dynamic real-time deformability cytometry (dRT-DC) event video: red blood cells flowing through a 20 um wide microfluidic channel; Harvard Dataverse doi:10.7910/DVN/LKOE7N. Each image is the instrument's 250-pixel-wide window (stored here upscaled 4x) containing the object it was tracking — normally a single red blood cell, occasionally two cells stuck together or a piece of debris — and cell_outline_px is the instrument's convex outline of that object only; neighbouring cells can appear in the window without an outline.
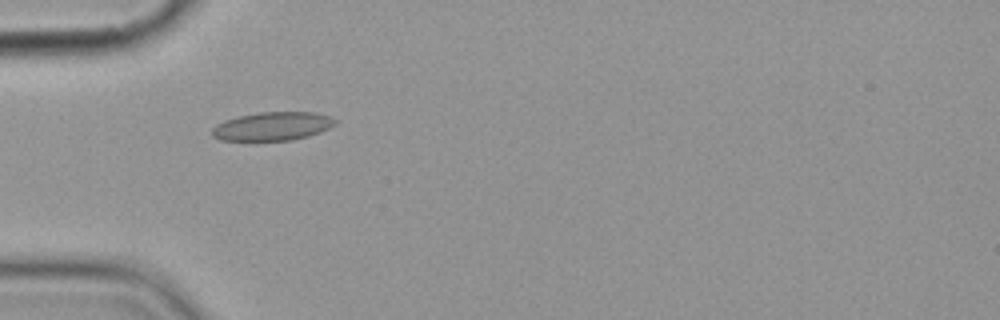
{"species": "common noctule bat (a hibernating species)", "species_latin": "Nyctalus noctula", "temperature_condition": "cold", "stored_images_in_passage": 2, "camera_frame_rate_fps": 3000, "um_per_image_px": 0.085, "animal": {"sex": "female", "body_mass_g": 19.9}, "frame": {"image": 1, "passage_image": 1, "time_ms": 0.0, "image_size_px": [1000, 320], "cell_outline_px": [[336, 124], [320, 132], [308, 136], [292, 140], [220, 140], [212, 136], [212, 128], [216, 124], [224, 120], [240, 116], [260, 112], [316, 112], [328, 116], [336, 120]], "centroid_in_image_um": [23.15, 10.73], "position_along_channel_um": 61.8, "area_um2": 20.35}}
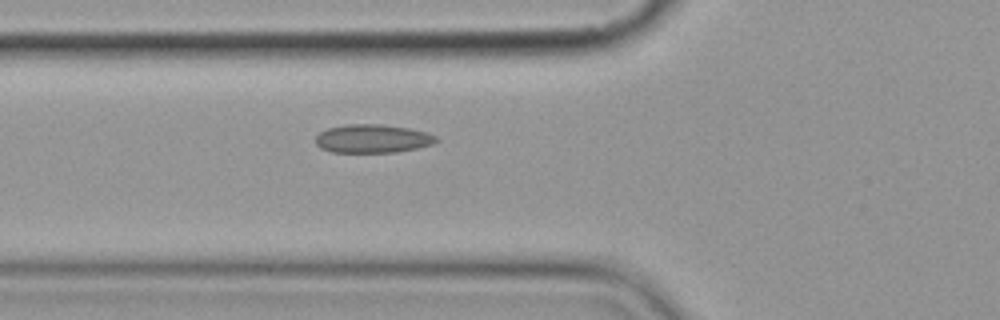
{"frame": {"image": 2, "passage_image": 2, "time_ms": 1.0, "image_size_px": [1000, 320], "cell_outline_px": [[440, 140], [432, 144], [416, 148], [396, 152], [332, 152], [320, 148], [316, 144], [316, 136], [320, 132], [328, 128], [344, 124], [384, 124], [408, 128], [428, 132], [436, 136]], "centroid_in_image_um": [31.67, 11.77], "position_along_channel_um": 94.1, "area_um2": 20.11}}